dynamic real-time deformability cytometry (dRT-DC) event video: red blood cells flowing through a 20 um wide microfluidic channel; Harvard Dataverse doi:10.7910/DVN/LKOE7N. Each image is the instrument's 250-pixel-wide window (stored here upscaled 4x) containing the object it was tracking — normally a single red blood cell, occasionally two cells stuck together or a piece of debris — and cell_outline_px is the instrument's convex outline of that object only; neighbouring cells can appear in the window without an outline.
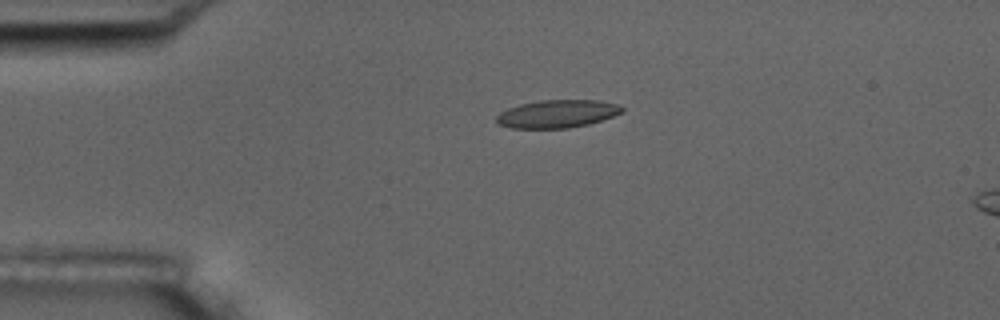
{"species": "common noctule bat (a hibernating species)", "species_latin": "Nyctalus noctula", "temperature_condition": "room temperature", "stored_images_in_passage": 5, "camera_frame_rate_fps": 3000, "um_per_image_px": 0.085, "animal": {"sex": "male", "body_mass_g": 17.5, "forearm_length_mm": 52.3}, "frame": {"image": 1, "passage_image": 3, "time_ms": 3.333, "image_size_px": [1000, 320], "cell_outline_px": [[624, 112], [588, 124], [568, 128], [512, 128], [496, 124], [496, 116], [500, 112], [508, 108], [520, 104], [540, 100], [600, 100], [616, 104], [624, 108]], "centroid_in_image_um": [47.34, 9.67], "position_along_channel_um": 37.7, "area_um2": 20.4}}